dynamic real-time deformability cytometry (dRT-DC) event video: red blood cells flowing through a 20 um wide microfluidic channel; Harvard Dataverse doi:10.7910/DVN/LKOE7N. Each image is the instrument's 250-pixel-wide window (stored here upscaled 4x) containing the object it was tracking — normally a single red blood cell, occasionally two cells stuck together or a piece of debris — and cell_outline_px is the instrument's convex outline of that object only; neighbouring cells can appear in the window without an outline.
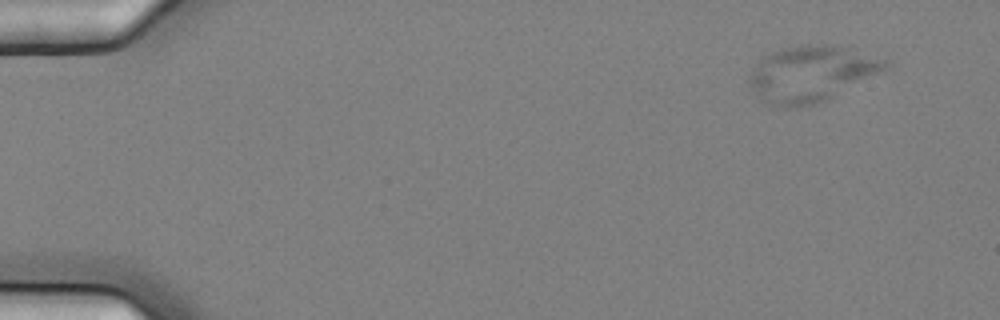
{"species": "common noctule bat (a hibernating species)", "species_latin": "Nyctalus noctula", "temperature_condition": "cold", "stored_images_in_passage": 4, "camera_frame_rate_fps": 3000, "um_per_image_px": 0.085, "animal": {"sex": "female", "body_mass_g": 25.1}, "frame": {"image": 1, "passage_image": 1, "time_ms": 0.0, "image_size_px": [1000, 320], "cell_outline_px": [[892, 64], [884, 72], [828, 100], [816, 104], [796, 108], [784, 108], [768, 104], [760, 100], [748, 84], [748, 76], [752, 68], [764, 56], [772, 52], [784, 48], [808, 44], [832, 44], [888, 56]], "centroid_in_image_um": [69.07, 6.27], "position_along_channel_um": 15.9, "area_um2": 45.89}}
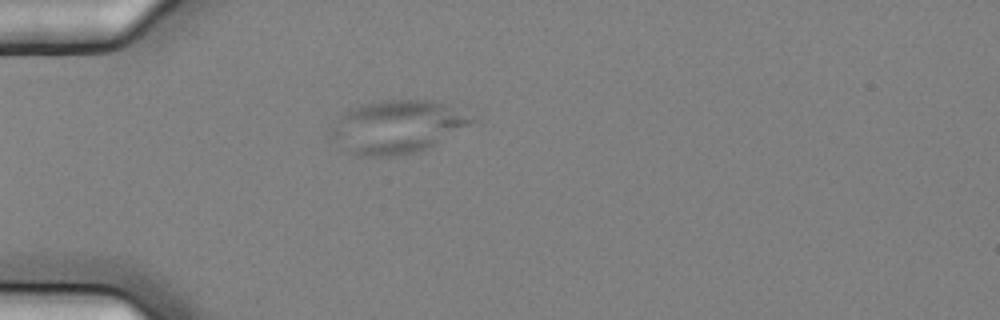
{"frame": {"image": 2, "passage_image": 4, "time_ms": 1.0, "image_size_px": [1000, 320], "cell_outline_px": [[480, 124], [416, 152], [392, 156], [356, 156], [348, 152], [332, 136], [332, 124], [348, 108], [360, 104], [380, 100], [432, 100], [448, 104], [480, 116]], "centroid_in_image_um": [33.93, 10.75], "position_along_channel_um": 51.1, "area_um2": 44.51}}